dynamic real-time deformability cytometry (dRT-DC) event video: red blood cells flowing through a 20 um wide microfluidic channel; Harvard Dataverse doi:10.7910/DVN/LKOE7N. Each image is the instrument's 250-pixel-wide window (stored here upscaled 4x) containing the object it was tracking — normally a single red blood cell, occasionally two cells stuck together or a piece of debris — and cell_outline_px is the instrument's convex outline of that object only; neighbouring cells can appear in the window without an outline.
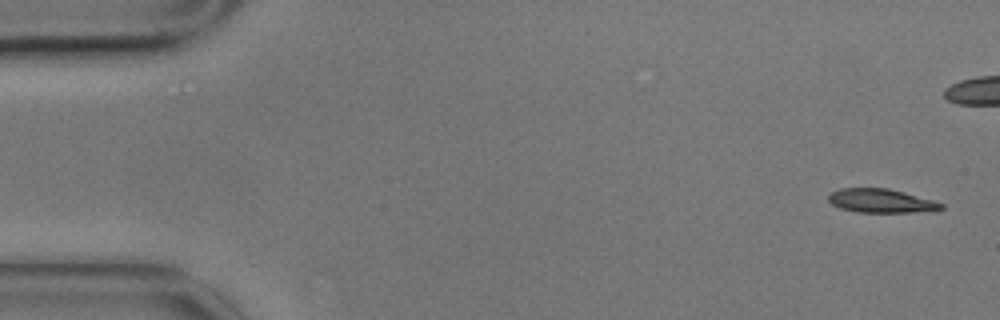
{"species": "common noctule bat (a hibernating species)", "species_latin": "Nyctalus noctula", "temperature_condition": "cold", "stored_images_in_passage": 6, "camera_frame_rate_fps": 3000, "um_per_image_px": 0.085, "animal": {"sex": "male", "body_mass_g": 17.9}, "frame": {"image": 1, "passage_image": 1, "time_ms": 0.0, "image_size_px": [1000, 320], "cell_outline_px": [[944, 208], [912, 212], [856, 212], [840, 208], [832, 204], [828, 200], [828, 196], [832, 192], [840, 188], [888, 188], [904, 192], [932, 200], [944, 204]], "centroid_in_image_um": [74.84, 17.06], "position_along_channel_um": 10.2, "area_um2": 15.43}}